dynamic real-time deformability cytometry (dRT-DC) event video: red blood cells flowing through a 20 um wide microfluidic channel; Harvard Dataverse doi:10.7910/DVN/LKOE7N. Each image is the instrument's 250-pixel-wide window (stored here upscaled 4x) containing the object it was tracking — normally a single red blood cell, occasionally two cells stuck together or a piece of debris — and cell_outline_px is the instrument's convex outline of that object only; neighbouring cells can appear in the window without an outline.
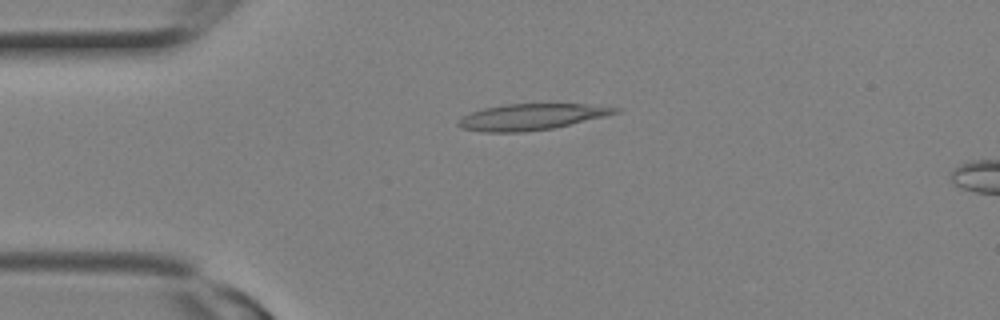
{"species": "Egyptian fruit bat (a non-hibernating species)", "species_latin": "Rousettus aegyptiacus", "temperature_condition": "room temperature", "stored_images_in_passage": 3, "camera_frame_rate_fps": 3000, "um_per_image_px": 0.085, "animal": {"sex": "female"}, "frame": {"image": 1, "passage_image": 1, "time_ms": 0.0, "image_size_px": [1000, 320], "cell_outline_px": [[624, 108], [620, 112], [604, 116], [552, 128], [524, 132], [484, 132], [460, 128], [456, 124], [464, 116], [472, 112], [484, 108], [504, 104], [584, 104]], "centroid_in_image_um": [45.17, 9.93], "position_along_channel_um": 39.8, "area_um2": 23.7}}